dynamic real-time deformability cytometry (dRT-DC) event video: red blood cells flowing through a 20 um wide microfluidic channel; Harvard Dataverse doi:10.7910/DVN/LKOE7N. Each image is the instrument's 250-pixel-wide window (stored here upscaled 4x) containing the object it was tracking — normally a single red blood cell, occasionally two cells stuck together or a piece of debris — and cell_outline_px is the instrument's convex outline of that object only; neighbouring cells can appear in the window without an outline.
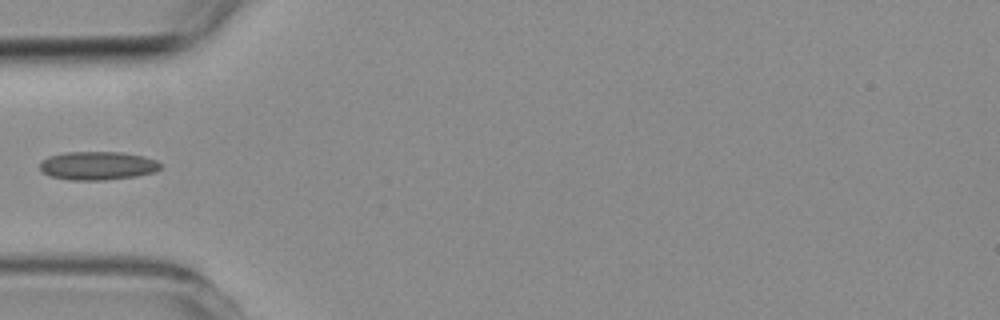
{"species": "common noctule bat (a hibernating species)", "species_latin": "Nyctalus noctula", "temperature_condition": "room temperature", "stored_images_in_passage": 5, "camera_frame_rate_fps": 3000, "um_per_image_px": 0.085, "animal": {"sex": "female", "body_mass_g": 19.3, "forearm_length_mm": 54.1}, "frame": {"image": 1, "passage_image": 3, "time_ms": 3.333, "image_size_px": [1000, 320], "cell_outline_px": [[164, 164], [156, 172], [136, 176], [104, 180], [68, 180], [52, 176], [44, 172], [40, 168], [40, 160], [48, 156], [68, 152], [120, 152], [144, 156], [156, 160]], "centroid_in_image_um": [8.33, 14.08], "position_along_channel_um": 76.7, "area_um2": 20.11}}
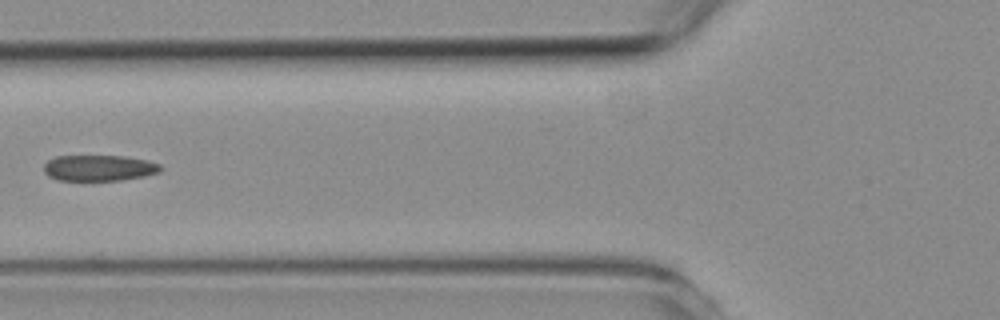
{"frame": {"image": 2, "passage_image": 4, "time_ms": 4.333, "image_size_px": [1000, 320], "cell_outline_px": [[164, 168], [160, 172], [144, 176], [120, 180], [60, 180], [48, 176], [44, 172], [44, 164], [48, 160], [56, 156], [124, 156], [148, 160], [160, 164]], "centroid_in_image_um": [8.45, 14.27], "position_along_channel_um": 117.4, "area_um2": 17.69}}
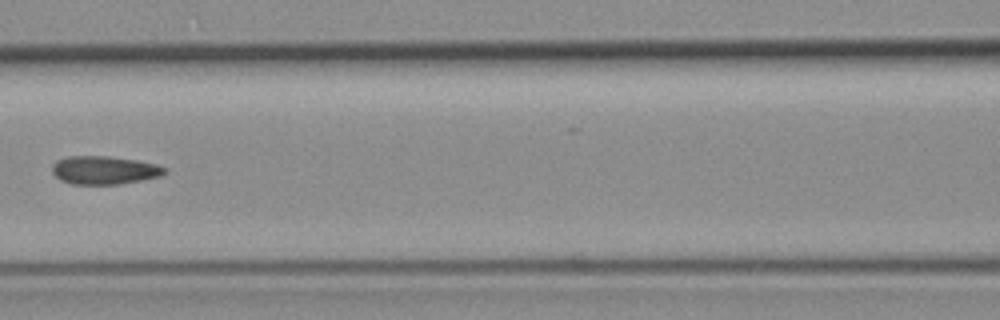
{"frame": {"image": 3, "passage_image": 5, "time_ms": 5.333, "image_size_px": [1000, 320], "cell_outline_px": [[168, 172], [164, 176], [120, 184], [72, 184], [60, 180], [52, 172], [52, 164], [56, 160], [68, 156], [108, 156], [136, 160], [156, 164], [168, 168]], "centroid_in_image_um": [8.9, 14.46], "position_along_channel_um": 157.7, "area_um2": 18.79}}